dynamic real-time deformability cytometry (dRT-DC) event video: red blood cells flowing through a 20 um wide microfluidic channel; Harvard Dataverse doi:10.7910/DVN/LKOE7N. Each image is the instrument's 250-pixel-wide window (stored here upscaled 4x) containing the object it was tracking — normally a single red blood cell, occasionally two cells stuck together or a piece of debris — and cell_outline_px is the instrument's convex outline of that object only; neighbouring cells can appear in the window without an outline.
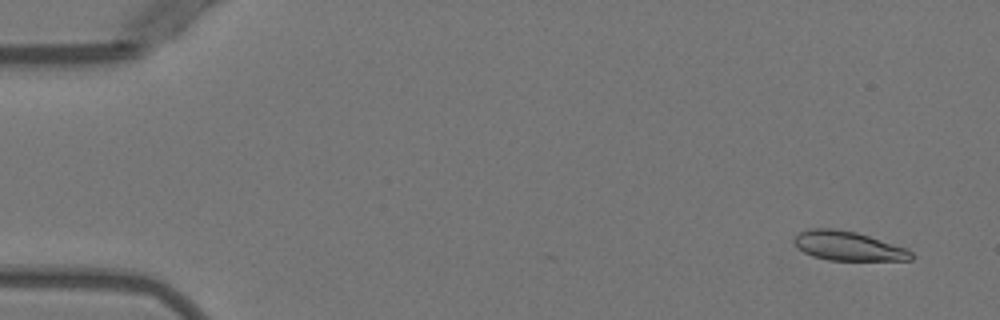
{"species": "Egyptian fruit bat (a non-hibernating species)", "species_latin": "Rousettus aegyptiacus", "temperature_condition": "warm", "stored_images_in_passage": 4, "camera_frame_rate_fps": 3000, "um_per_image_px": 0.085, "animal": {"sex": "female"}, "frame": {"image": 1, "passage_image": 1, "time_ms": 0.0, "image_size_px": [1000, 320], "cell_outline_px": [[916, 256], [912, 260], [828, 260], [812, 256], [804, 252], [792, 240], [800, 232], [812, 228], [836, 228], [856, 232], [908, 248]], "centroid_in_image_um": [72.14, 20.91], "position_along_channel_um": 12.9, "area_um2": 20.0}}
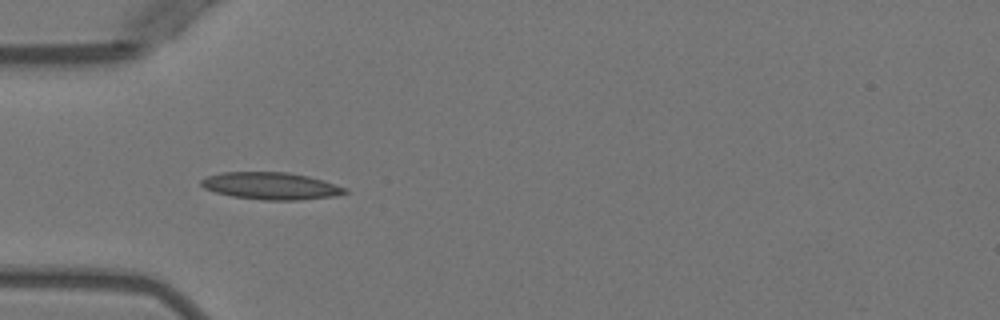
{"frame": {"image": 2, "passage_image": 4, "time_ms": 4.333, "image_size_px": [1000, 320], "cell_outline_px": [[348, 192], [336, 196], [300, 200], [264, 200], [232, 196], [216, 192], [204, 188], [200, 184], [200, 180], [208, 176], [224, 172], [288, 172], [308, 176], [324, 180], [348, 188]], "centroid_in_image_um": [23.07, 15.8], "position_along_channel_um": 61.9, "area_um2": 22.83}}